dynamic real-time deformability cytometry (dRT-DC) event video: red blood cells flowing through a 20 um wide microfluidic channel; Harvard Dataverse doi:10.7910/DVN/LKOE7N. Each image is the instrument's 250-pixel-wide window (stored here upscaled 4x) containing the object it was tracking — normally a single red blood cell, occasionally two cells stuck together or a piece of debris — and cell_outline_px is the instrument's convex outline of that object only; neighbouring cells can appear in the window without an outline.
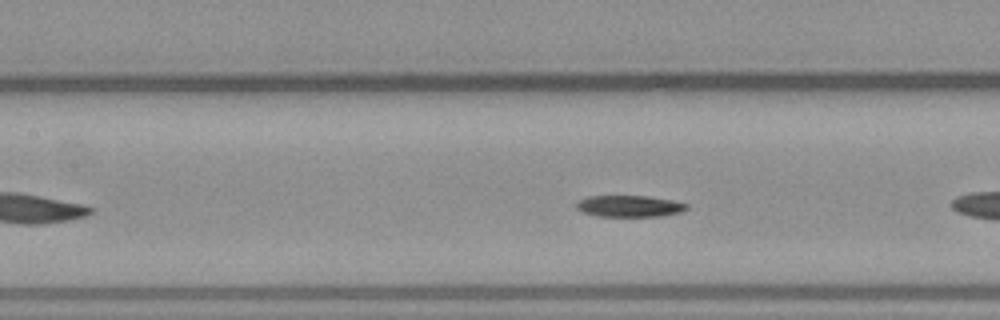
{"species": "common noctule bat (a hibernating species)", "species_latin": "Nyctalus noctula", "temperature_condition": "warm", "stored_images_in_passage": 26, "camera_frame_rate_fps": 3000, "um_per_image_px": 0.085, "animal": {"sex": "male", "body_mass_g": 23.1, "forearm_length_mm": 52.7}, "frame": {"image": 1, "passage_image": 8, "time_ms": 2.333, "image_size_px": [1000, 320], "cell_outline_px": [[688, 208], [684, 212], [660, 216], [596, 216], [580, 212], [576, 208], [576, 204], [580, 200], [588, 196], [648, 196], [672, 200], [688, 204]], "centroid_in_image_um": [53.51, 17.53], "position_along_channel_um": 153.9, "area_um2": 13.93}, "authors_computed_cell_mechanics": {"area_um2": 14.9702, "velocity_mm_per_s": 3.7865, "shape_relaxation_time_tau1_ms": 4.1548, "shape_relaxation_time_tau2_ms": 5.5304, "deformation_change_tau1": 0.1106, "deformation_change_tau2": 0.0892}}